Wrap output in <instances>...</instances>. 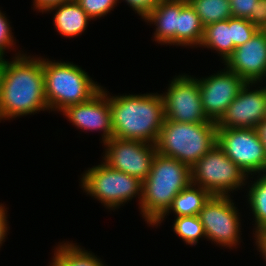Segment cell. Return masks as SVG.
Here are the masks:
<instances>
[{
  "mask_svg": "<svg viewBox=\"0 0 266 266\" xmlns=\"http://www.w3.org/2000/svg\"><path fill=\"white\" fill-rule=\"evenodd\" d=\"M49 111L45 96L42 57L16 52L5 58L0 96V122Z\"/></svg>",
  "mask_w": 266,
  "mask_h": 266,
  "instance_id": "6da1fadb",
  "label": "cell"
},
{
  "mask_svg": "<svg viewBox=\"0 0 266 266\" xmlns=\"http://www.w3.org/2000/svg\"><path fill=\"white\" fill-rule=\"evenodd\" d=\"M113 137L156 144L165 120L159 93L110 95Z\"/></svg>",
  "mask_w": 266,
  "mask_h": 266,
  "instance_id": "7a4b0ae2",
  "label": "cell"
},
{
  "mask_svg": "<svg viewBox=\"0 0 266 266\" xmlns=\"http://www.w3.org/2000/svg\"><path fill=\"white\" fill-rule=\"evenodd\" d=\"M191 183V168L175 158L156 153L148 177L142 182L140 214L153 226L171 207L175 196Z\"/></svg>",
  "mask_w": 266,
  "mask_h": 266,
  "instance_id": "3957f363",
  "label": "cell"
},
{
  "mask_svg": "<svg viewBox=\"0 0 266 266\" xmlns=\"http://www.w3.org/2000/svg\"><path fill=\"white\" fill-rule=\"evenodd\" d=\"M42 65L49 113L61 112L68 106L85 103L102 89L88 72L73 62L42 57Z\"/></svg>",
  "mask_w": 266,
  "mask_h": 266,
  "instance_id": "277c9868",
  "label": "cell"
},
{
  "mask_svg": "<svg viewBox=\"0 0 266 266\" xmlns=\"http://www.w3.org/2000/svg\"><path fill=\"white\" fill-rule=\"evenodd\" d=\"M217 144L216 122L179 123L164 120L156 151L175 158L190 168Z\"/></svg>",
  "mask_w": 266,
  "mask_h": 266,
  "instance_id": "5b68a950",
  "label": "cell"
},
{
  "mask_svg": "<svg viewBox=\"0 0 266 266\" xmlns=\"http://www.w3.org/2000/svg\"><path fill=\"white\" fill-rule=\"evenodd\" d=\"M80 184L86 195L98 200L106 209L114 210L138 197L142 199V182L124 172L110 168L103 161L81 174Z\"/></svg>",
  "mask_w": 266,
  "mask_h": 266,
  "instance_id": "8992f818",
  "label": "cell"
},
{
  "mask_svg": "<svg viewBox=\"0 0 266 266\" xmlns=\"http://www.w3.org/2000/svg\"><path fill=\"white\" fill-rule=\"evenodd\" d=\"M247 180L246 173L217 144L191 167V183L212 195L232 196L231 192L244 189Z\"/></svg>",
  "mask_w": 266,
  "mask_h": 266,
  "instance_id": "52a82bcc",
  "label": "cell"
},
{
  "mask_svg": "<svg viewBox=\"0 0 266 266\" xmlns=\"http://www.w3.org/2000/svg\"><path fill=\"white\" fill-rule=\"evenodd\" d=\"M232 198L213 195L198 215L207 241L227 249L238 248L242 235L240 210Z\"/></svg>",
  "mask_w": 266,
  "mask_h": 266,
  "instance_id": "ba28073f",
  "label": "cell"
},
{
  "mask_svg": "<svg viewBox=\"0 0 266 266\" xmlns=\"http://www.w3.org/2000/svg\"><path fill=\"white\" fill-rule=\"evenodd\" d=\"M217 145L247 176L266 174V152L257 129L217 128Z\"/></svg>",
  "mask_w": 266,
  "mask_h": 266,
  "instance_id": "9c48e42d",
  "label": "cell"
},
{
  "mask_svg": "<svg viewBox=\"0 0 266 266\" xmlns=\"http://www.w3.org/2000/svg\"><path fill=\"white\" fill-rule=\"evenodd\" d=\"M163 97L165 120L179 123L209 122L203 109L198 79L187 73L173 76Z\"/></svg>",
  "mask_w": 266,
  "mask_h": 266,
  "instance_id": "30bf717a",
  "label": "cell"
},
{
  "mask_svg": "<svg viewBox=\"0 0 266 266\" xmlns=\"http://www.w3.org/2000/svg\"><path fill=\"white\" fill-rule=\"evenodd\" d=\"M103 146L102 160L110 168L124 172L143 182L149 175L156 144L112 137Z\"/></svg>",
  "mask_w": 266,
  "mask_h": 266,
  "instance_id": "8fae6325",
  "label": "cell"
},
{
  "mask_svg": "<svg viewBox=\"0 0 266 266\" xmlns=\"http://www.w3.org/2000/svg\"><path fill=\"white\" fill-rule=\"evenodd\" d=\"M200 96L207 118L217 122L246 82L224 67L217 73L198 78Z\"/></svg>",
  "mask_w": 266,
  "mask_h": 266,
  "instance_id": "7c38bea8",
  "label": "cell"
},
{
  "mask_svg": "<svg viewBox=\"0 0 266 266\" xmlns=\"http://www.w3.org/2000/svg\"><path fill=\"white\" fill-rule=\"evenodd\" d=\"M259 85L261 84L250 82L241 88L237 97L216 122L217 128H257L265 119L266 111V86Z\"/></svg>",
  "mask_w": 266,
  "mask_h": 266,
  "instance_id": "4fadbf2b",
  "label": "cell"
},
{
  "mask_svg": "<svg viewBox=\"0 0 266 266\" xmlns=\"http://www.w3.org/2000/svg\"><path fill=\"white\" fill-rule=\"evenodd\" d=\"M106 90L102 86L89 101L68 106L60 112L76 129L83 130L82 132H102L103 144L113 137L110 93Z\"/></svg>",
  "mask_w": 266,
  "mask_h": 266,
  "instance_id": "5bb4252c",
  "label": "cell"
},
{
  "mask_svg": "<svg viewBox=\"0 0 266 266\" xmlns=\"http://www.w3.org/2000/svg\"><path fill=\"white\" fill-rule=\"evenodd\" d=\"M225 67L246 83H266V31L258 30L246 43L236 47Z\"/></svg>",
  "mask_w": 266,
  "mask_h": 266,
  "instance_id": "9a60e30c",
  "label": "cell"
},
{
  "mask_svg": "<svg viewBox=\"0 0 266 266\" xmlns=\"http://www.w3.org/2000/svg\"><path fill=\"white\" fill-rule=\"evenodd\" d=\"M179 13L180 0H159L155 9L144 19L155 27L153 41L166 46L176 45Z\"/></svg>",
  "mask_w": 266,
  "mask_h": 266,
  "instance_id": "2e32d148",
  "label": "cell"
},
{
  "mask_svg": "<svg viewBox=\"0 0 266 266\" xmlns=\"http://www.w3.org/2000/svg\"><path fill=\"white\" fill-rule=\"evenodd\" d=\"M55 13H52L54 12ZM52 13L55 30L63 37L74 38L82 35L92 19L80 7L76 0H71L49 8L45 13Z\"/></svg>",
  "mask_w": 266,
  "mask_h": 266,
  "instance_id": "e0dca14e",
  "label": "cell"
},
{
  "mask_svg": "<svg viewBox=\"0 0 266 266\" xmlns=\"http://www.w3.org/2000/svg\"><path fill=\"white\" fill-rule=\"evenodd\" d=\"M212 196L209 191L190 183L175 196L171 207L152 227L160 226L170 213H173L175 217L199 215Z\"/></svg>",
  "mask_w": 266,
  "mask_h": 266,
  "instance_id": "ac0fdd59",
  "label": "cell"
},
{
  "mask_svg": "<svg viewBox=\"0 0 266 266\" xmlns=\"http://www.w3.org/2000/svg\"><path fill=\"white\" fill-rule=\"evenodd\" d=\"M204 26L196 11L186 0H180L176 47L198 48L204 36Z\"/></svg>",
  "mask_w": 266,
  "mask_h": 266,
  "instance_id": "d6986e66",
  "label": "cell"
},
{
  "mask_svg": "<svg viewBox=\"0 0 266 266\" xmlns=\"http://www.w3.org/2000/svg\"><path fill=\"white\" fill-rule=\"evenodd\" d=\"M200 47L215 50L224 63L236 48L232 40V17L206 26Z\"/></svg>",
  "mask_w": 266,
  "mask_h": 266,
  "instance_id": "ffe728a7",
  "label": "cell"
},
{
  "mask_svg": "<svg viewBox=\"0 0 266 266\" xmlns=\"http://www.w3.org/2000/svg\"><path fill=\"white\" fill-rule=\"evenodd\" d=\"M53 250L49 266H108L93 252L72 241L60 242Z\"/></svg>",
  "mask_w": 266,
  "mask_h": 266,
  "instance_id": "44dd1931",
  "label": "cell"
},
{
  "mask_svg": "<svg viewBox=\"0 0 266 266\" xmlns=\"http://www.w3.org/2000/svg\"><path fill=\"white\" fill-rule=\"evenodd\" d=\"M256 177L257 179H255ZM256 177L248 176L247 183H249L246 184L248 186L245 189L247 190V205L249 204L248 206L252 210L250 213L253 214V220L255 219V224H252L254 225L253 234L266 230V174H259ZM251 178H254V181L250 183Z\"/></svg>",
  "mask_w": 266,
  "mask_h": 266,
  "instance_id": "7402d4cb",
  "label": "cell"
},
{
  "mask_svg": "<svg viewBox=\"0 0 266 266\" xmlns=\"http://www.w3.org/2000/svg\"><path fill=\"white\" fill-rule=\"evenodd\" d=\"M204 27L232 16L230 0H188Z\"/></svg>",
  "mask_w": 266,
  "mask_h": 266,
  "instance_id": "603a6c76",
  "label": "cell"
},
{
  "mask_svg": "<svg viewBox=\"0 0 266 266\" xmlns=\"http://www.w3.org/2000/svg\"><path fill=\"white\" fill-rule=\"evenodd\" d=\"M174 233L180 237L187 245L195 246L202 237L206 239L203 225L198 215L180 216L174 218Z\"/></svg>",
  "mask_w": 266,
  "mask_h": 266,
  "instance_id": "cb8c5ba5",
  "label": "cell"
},
{
  "mask_svg": "<svg viewBox=\"0 0 266 266\" xmlns=\"http://www.w3.org/2000/svg\"><path fill=\"white\" fill-rule=\"evenodd\" d=\"M80 7L92 19L107 16L119 4V0H76Z\"/></svg>",
  "mask_w": 266,
  "mask_h": 266,
  "instance_id": "d4e9b609",
  "label": "cell"
},
{
  "mask_svg": "<svg viewBox=\"0 0 266 266\" xmlns=\"http://www.w3.org/2000/svg\"><path fill=\"white\" fill-rule=\"evenodd\" d=\"M257 31L258 29L249 20L232 17V40L235 47L249 41Z\"/></svg>",
  "mask_w": 266,
  "mask_h": 266,
  "instance_id": "484cf974",
  "label": "cell"
},
{
  "mask_svg": "<svg viewBox=\"0 0 266 266\" xmlns=\"http://www.w3.org/2000/svg\"><path fill=\"white\" fill-rule=\"evenodd\" d=\"M5 14L6 13H3L0 10V53L4 57L6 55L5 53H7L6 50L8 51L12 49L14 50L17 41L16 39H14V36L12 35L14 33L12 32V27L10 26L11 22H9V19H7Z\"/></svg>",
  "mask_w": 266,
  "mask_h": 266,
  "instance_id": "4316f807",
  "label": "cell"
},
{
  "mask_svg": "<svg viewBox=\"0 0 266 266\" xmlns=\"http://www.w3.org/2000/svg\"><path fill=\"white\" fill-rule=\"evenodd\" d=\"M258 0H230L232 16L235 18L250 19V13L255 10Z\"/></svg>",
  "mask_w": 266,
  "mask_h": 266,
  "instance_id": "83f0119b",
  "label": "cell"
},
{
  "mask_svg": "<svg viewBox=\"0 0 266 266\" xmlns=\"http://www.w3.org/2000/svg\"><path fill=\"white\" fill-rule=\"evenodd\" d=\"M121 1H125L130 9L141 16L143 20L155 9L159 2V0H119V3Z\"/></svg>",
  "mask_w": 266,
  "mask_h": 266,
  "instance_id": "f1b7e54d",
  "label": "cell"
},
{
  "mask_svg": "<svg viewBox=\"0 0 266 266\" xmlns=\"http://www.w3.org/2000/svg\"><path fill=\"white\" fill-rule=\"evenodd\" d=\"M249 21L258 29H266V0H258L255 10L250 13Z\"/></svg>",
  "mask_w": 266,
  "mask_h": 266,
  "instance_id": "f546056e",
  "label": "cell"
},
{
  "mask_svg": "<svg viewBox=\"0 0 266 266\" xmlns=\"http://www.w3.org/2000/svg\"><path fill=\"white\" fill-rule=\"evenodd\" d=\"M7 209L8 208L4 206V203L3 204L0 203V248L3 242H5V238L7 237L9 233L8 231L10 229Z\"/></svg>",
  "mask_w": 266,
  "mask_h": 266,
  "instance_id": "4dcf8cb0",
  "label": "cell"
},
{
  "mask_svg": "<svg viewBox=\"0 0 266 266\" xmlns=\"http://www.w3.org/2000/svg\"><path fill=\"white\" fill-rule=\"evenodd\" d=\"M33 9L45 13L49 8L71 0H33Z\"/></svg>",
  "mask_w": 266,
  "mask_h": 266,
  "instance_id": "1f68e13d",
  "label": "cell"
},
{
  "mask_svg": "<svg viewBox=\"0 0 266 266\" xmlns=\"http://www.w3.org/2000/svg\"><path fill=\"white\" fill-rule=\"evenodd\" d=\"M254 240L256 249L260 252L259 254L266 262V230H261L257 233H254Z\"/></svg>",
  "mask_w": 266,
  "mask_h": 266,
  "instance_id": "d6a6232c",
  "label": "cell"
},
{
  "mask_svg": "<svg viewBox=\"0 0 266 266\" xmlns=\"http://www.w3.org/2000/svg\"><path fill=\"white\" fill-rule=\"evenodd\" d=\"M257 132L259 134V137L264 145L265 152H266V119L262 120L258 125H257Z\"/></svg>",
  "mask_w": 266,
  "mask_h": 266,
  "instance_id": "836d02e7",
  "label": "cell"
},
{
  "mask_svg": "<svg viewBox=\"0 0 266 266\" xmlns=\"http://www.w3.org/2000/svg\"><path fill=\"white\" fill-rule=\"evenodd\" d=\"M4 73H5V58L0 62V96H1Z\"/></svg>",
  "mask_w": 266,
  "mask_h": 266,
  "instance_id": "e575fe53",
  "label": "cell"
},
{
  "mask_svg": "<svg viewBox=\"0 0 266 266\" xmlns=\"http://www.w3.org/2000/svg\"><path fill=\"white\" fill-rule=\"evenodd\" d=\"M5 57L0 53V62L4 59Z\"/></svg>",
  "mask_w": 266,
  "mask_h": 266,
  "instance_id": "d590c367",
  "label": "cell"
}]
</instances>
